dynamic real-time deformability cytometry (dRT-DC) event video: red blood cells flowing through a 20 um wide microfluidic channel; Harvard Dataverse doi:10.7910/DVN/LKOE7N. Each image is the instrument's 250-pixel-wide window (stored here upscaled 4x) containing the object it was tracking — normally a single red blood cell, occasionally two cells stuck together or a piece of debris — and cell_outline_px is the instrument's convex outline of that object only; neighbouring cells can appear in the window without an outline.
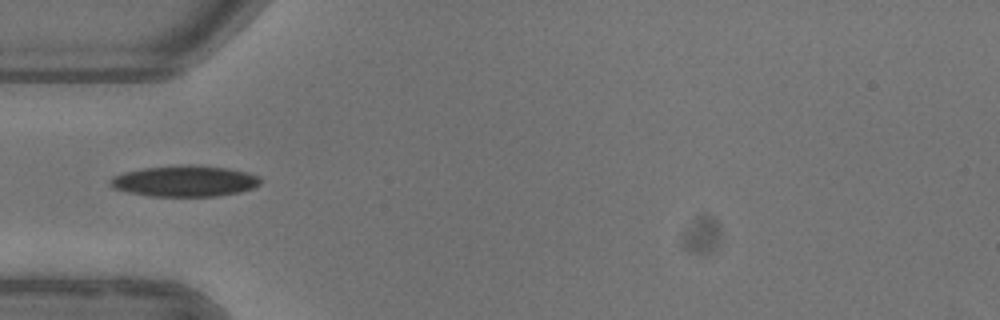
{"species": "common noctule bat (a hibernating species)", "species_latin": "Nyctalus noctula", "temperature_condition": "warm", "stored_images_in_passage": 5, "camera_frame_rate_fps": 3000, "um_per_image_px": 0.085, "animal": {"sex": "female"}, "frame": {"image": 1, "passage_image": 5, "time_ms": 4.667, "image_size_px": [1000, 320], "cell_outline_px": [[260, 184], [252, 188], [240, 192], [216, 196], [148, 196], [112, 188], [108, 184], [108, 180], [112, 176], [124, 172], [144, 168], [188, 164], [228, 168], [260, 176]], "centroid_in_image_um": [15.66, 15.39], "position_along_channel_um": 69.3, "area_um2": 27.17}}